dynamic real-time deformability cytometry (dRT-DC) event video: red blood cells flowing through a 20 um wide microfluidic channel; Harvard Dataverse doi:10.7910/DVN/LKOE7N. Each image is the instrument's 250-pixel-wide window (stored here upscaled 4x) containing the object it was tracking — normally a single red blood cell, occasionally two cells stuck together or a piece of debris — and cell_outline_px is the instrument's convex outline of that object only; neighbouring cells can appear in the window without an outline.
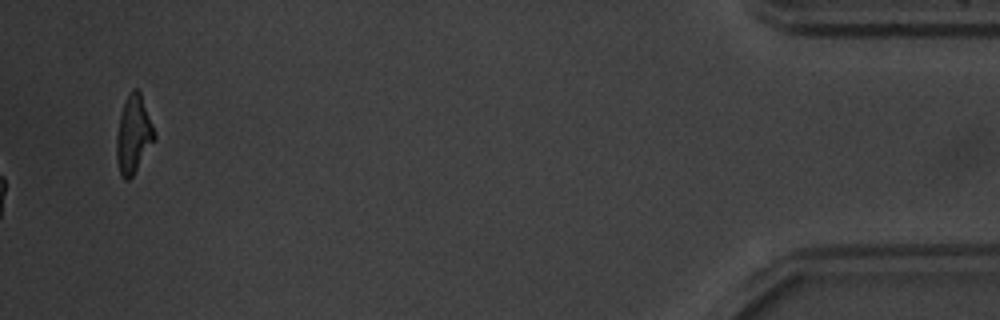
{"species": "common noctule bat (a hibernating species)", "species_latin": "Nyctalus noctula", "temperature_condition": "warm", "stored_images_in_passage": 52, "camera_frame_rate_fps": 3000, "um_per_image_px": 0.085, "animal": {"sex": "male", "body_mass_g": 20.1, "forearm_length_mm": 53.5}, "frame": {"image": 1, "passage_image": 52, "time_ms": 17.0, "image_size_px": [1000, 320], "cell_outline_px": [[156, 136], [132, 176], [128, 180], [124, 180], [120, 176], [116, 160], [116, 136], [120, 116], [124, 104], [132, 88], [136, 88], [140, 92], [152, 124]], "centroid_in_image_um": [11.31, 11.46], "position_along_channel_um": 423.9, "area_um2": 16.76}, "authors_computed_cell_mechanics": {"area_um2": 14.6523, "velocity_mm_per_s": 3.8366, "shape_relaxation_time_tau1_ms": 2.7273, "shape_relaxation_time_tau2_ms": 2.8516, "deformation_change_tau1": 0.1414, "deformation_change_tau2": 0.1025}}